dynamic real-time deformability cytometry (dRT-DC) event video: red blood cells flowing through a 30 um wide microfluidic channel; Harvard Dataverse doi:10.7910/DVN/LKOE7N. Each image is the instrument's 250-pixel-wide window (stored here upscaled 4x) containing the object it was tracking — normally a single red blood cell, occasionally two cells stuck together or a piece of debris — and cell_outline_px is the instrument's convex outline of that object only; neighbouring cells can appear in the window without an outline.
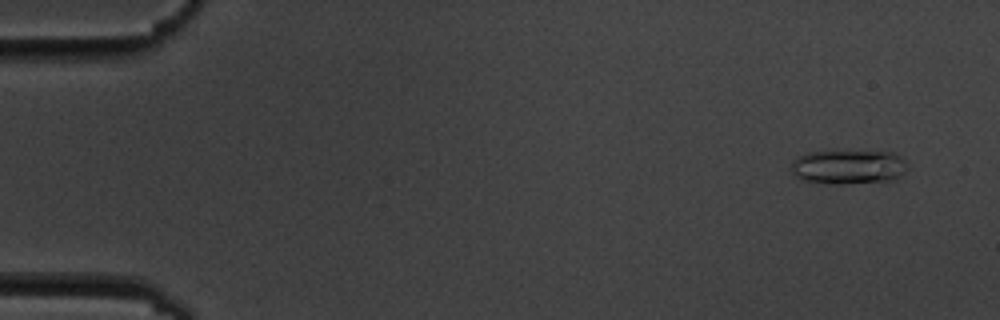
{"species": "common noctule bat (a hibernating species)", "species_latin": "Nyctalus noctula", "temperature_condition": "cold", "stored_images_in_passage": 6, "camera_frame_rate_fps": 3000, "um_per_image_px": 0.085, "animal": {"sex": "male", "body_mass_g": 19.5, "forearm_length_mm": 54.6}, "frame": {"image": 1, "passage_image": 1, "time_ms": 0.0, "image_size_px": [1000, 320], "cell_outline_px": [[908, 168], [900, 176], [892, 180], [840, 184], [836, 184], [800, 180], [792, 172], [792, 164], [796, 156], [808, 152], [896, 152], [904, 160]], "centroid_in_image_um": [72.11, 14.19], "position_along_channel_um": 12.9, "area_um2": 23.06}}